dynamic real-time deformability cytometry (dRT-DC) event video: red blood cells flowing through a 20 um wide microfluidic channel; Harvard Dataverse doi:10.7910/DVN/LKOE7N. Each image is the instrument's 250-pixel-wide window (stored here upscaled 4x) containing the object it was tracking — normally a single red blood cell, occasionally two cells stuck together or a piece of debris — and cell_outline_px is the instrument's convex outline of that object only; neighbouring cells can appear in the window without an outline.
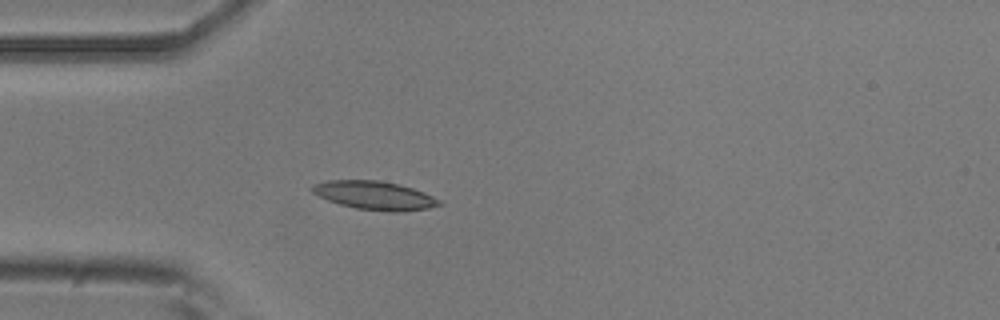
{"species": "common noctule bat (a hibernating species)", "species_latin": "Nyctalus noctula", "temperature_condition": "room temperature", "stored_images_in_passage": 5, "camera_frame_rate_fps": 3000, "um_per_image_px": 0.085, "animal": {"sex": "male", "body_mass_g": 20.5, "forearm_length_mm": 52.5}, "frame": {"image": 1, "passage_image": 5, "time_ms": 1.333, "image_size_px": [1000, 320], "cell_outline_px": [[444, 204], [428, 208], [404, 212], [388, 212], [356, 208], [340, 204], [328, 200], [312, 192], [308, 188], [312, 184], [328, 180], [380, 180], [400, 184], [424, 192], [440, 200]], "centroid_in_image_um": [31.84, 16.61], "position_along_channel_um": 53.2, "area_um2": 21.33}}